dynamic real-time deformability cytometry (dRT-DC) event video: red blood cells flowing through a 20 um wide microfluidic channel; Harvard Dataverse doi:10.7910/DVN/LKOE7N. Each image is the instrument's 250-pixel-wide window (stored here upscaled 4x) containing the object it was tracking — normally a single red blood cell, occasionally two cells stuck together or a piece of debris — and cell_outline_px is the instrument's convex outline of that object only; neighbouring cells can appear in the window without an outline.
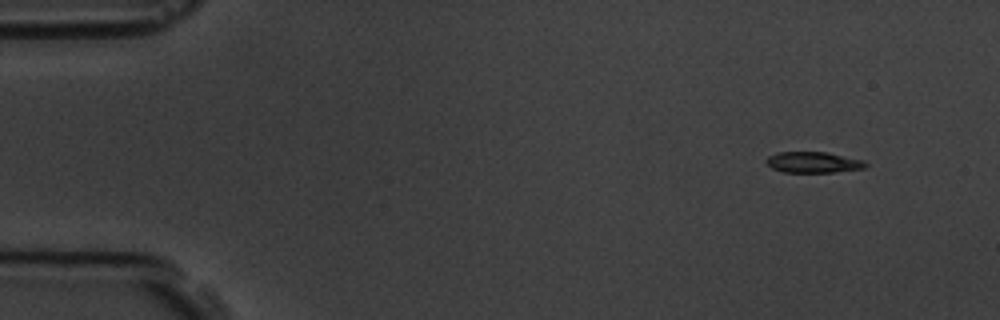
{"species": "common noctule bat (a hibernating species)", "species_latin": "Nyctalus noctula", "temperature_condition": "room temperature", "stored_images_in_passage": 5, "camera_frame_rate_fps": 3000, "um_per_image_px": 0.085, "animal": {"sex": "male", "body_mass_g": 19.5, "forearm_length_mm": 54.6}, "frame": {"image": 1, "passage_image": 1, "time_ms": 0.0, "image_size_px": [1000, 320], "cell_outline_px": [[868, 164], [864, 168], [832, 172], [784, 172], [772, 168], [764, 160], [768, 156], [776, 152], [828, 152], [864, 160]], "centroid_in_image_um": [69.12, 13.78], "position_along_channel_um": 15.9, "area_um2": 12.14}}
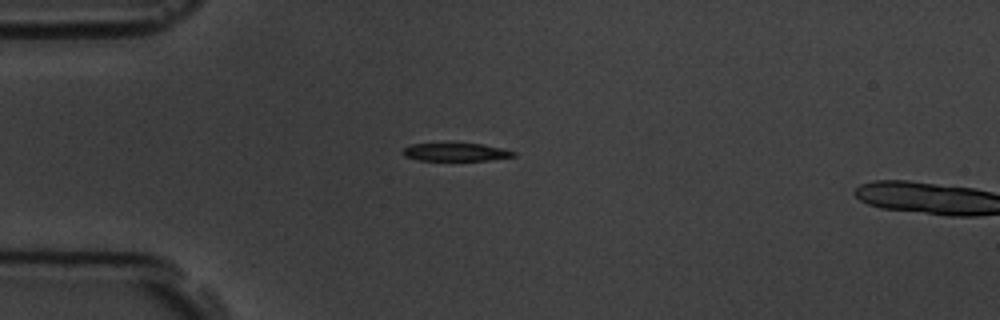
{"frame": {"image": 2, "passage_image": 4, "time_ms": 3.333, "image_size_px": [1000, 320], "cell_outline_px": [[516, 156], [488, 160], [420, 160], [404, 156], [400, 152], [400, 148], [412, 144], [484, 144], [504, 148], [516, 152]], "centroid_in_image_um": [38.72, 12.92], "position_along_channel_um": 46.3, "area_um2": 11.62}}